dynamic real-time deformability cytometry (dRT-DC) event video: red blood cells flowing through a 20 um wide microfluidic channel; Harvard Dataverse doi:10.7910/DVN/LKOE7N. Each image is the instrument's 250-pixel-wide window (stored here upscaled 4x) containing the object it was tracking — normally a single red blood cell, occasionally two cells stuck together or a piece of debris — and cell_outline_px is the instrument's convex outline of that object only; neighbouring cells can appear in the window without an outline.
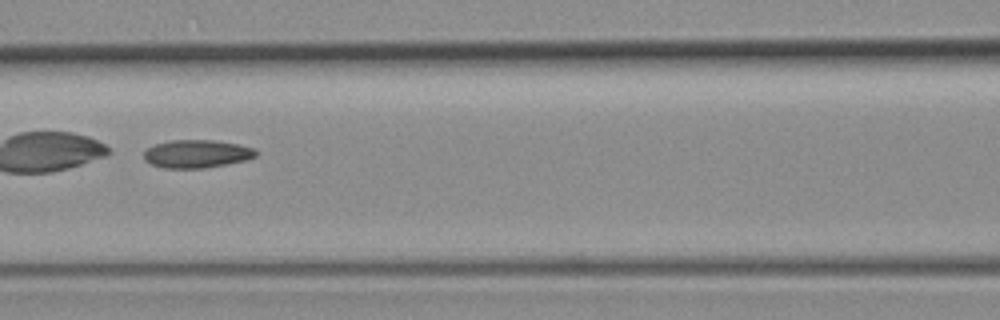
{"species": "common noctule bat (a hibernating species)", "species_latin": "Nyctalus noctula", "temperature_condition": "room temperature", "stored_images_in_passage": 52, "camera_frame_rate_fps": 3000, "um_per_image_px": 0.085, "animal": {"sex": "female", "body_mass_g": 19.3, "forearm_length_mm": 54.1}, "frame": {"image": 1, "passage_image": 23, "time_ms": 7.333, "image_size_px": [1000, 320], "cell_outline_px": [[256, 156], [244, 160], [204, 168], [164, 168], [152, 164], [144, 160], [144, 152], [148, 148], [156, 144], [172, 140], [212, 140], [236, 144], [252, 148], [256, 152]], "centroid_in_image_um": [16.68, 13.08], "position_along_channel_um": 149.9, "area_um2": 17.92}}